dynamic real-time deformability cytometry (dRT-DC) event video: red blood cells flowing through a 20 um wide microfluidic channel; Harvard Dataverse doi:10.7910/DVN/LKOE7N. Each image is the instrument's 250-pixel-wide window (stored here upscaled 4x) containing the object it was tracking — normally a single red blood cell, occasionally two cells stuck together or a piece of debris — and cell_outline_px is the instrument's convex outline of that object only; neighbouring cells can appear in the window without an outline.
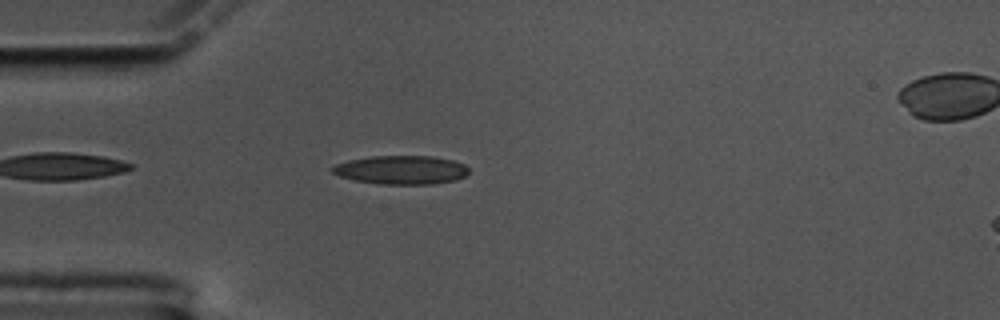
{"species": "common noctule bat (a hibernating species)", "species_latin": "Nyctalus noctula", "temperature_condition": "cold", "stored_images_in_passage": 47, "camera_frame_rate_fps": 3000, "um_per_image_px": 0.085, "animal": {"sex": "male", "body_mass_g": 17.5, "forearm_length_mm": 52.3}, "frame": {"image": 1, "passage_image": 5, "time_ms": 1.333, "image_size_px": [1000, 320], "cell_outline_px": [[468, 172], [464, 176], [456, 180], [432, 184], [380, 184], [356, 180], [340, 176], [332, 172], [332, 168], [336, 164], [348, 160], [372, 156], [432, 156], [452, 160], [464, 164], [468, 168]], "centroid_in_image_um": [34.12, 14.44], "position_along_channel_um": 50.9, "area_um2": 22.66}}
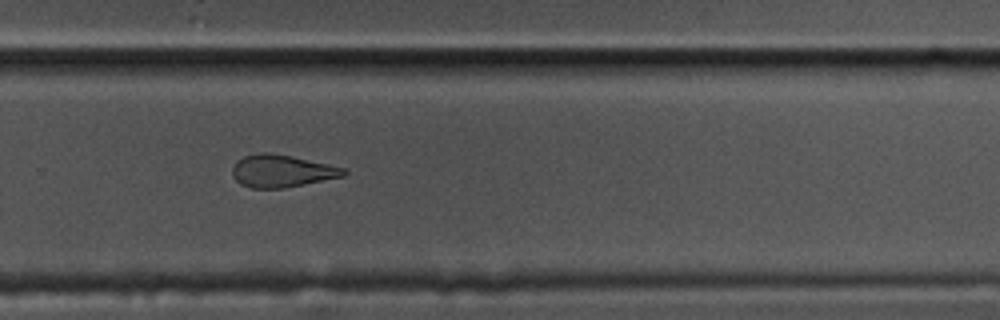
{"frame": {"image": 2, "passage_image": 28, "time_ms": 9.0, "image_size_px": [1000, 320], "cell_outline_px": [[348, 172], [344, 176], [284, 188], [252, 188], [240, 184], [232, 176], [232, 168], [236, 160], [244, 156], [260, 152], [268, 152], [292, 156], [328, 164], [344, 168]], "centroid_in_image_um": [23.92, 14.53], "position_along_channel_um": 305.9, "area_um2": 21.04}}
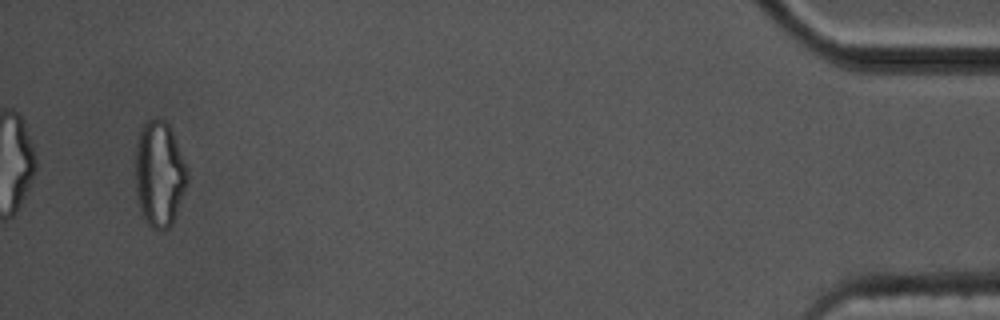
{"frame": {"image": 3, "passage_image": 45, "time_ms": 14.667, "image_size_px": [1000, 320], "cell_outline_px": [[188, 180], [172, 224], [168, 228], [160, 232], [152, 228], [148, 224], [140, 208], [136, 196], [136, 144], [140, 128], [148, 120], [156, 116], [164, 120], [172, 128], [188, 168]], "centroid_in_image_um": [13.56, 14.75], "position_along_channel_um": 421.6, "area_um2": 32.31}, "authors_computed_cell_mechanics": {"area_um2": 22.3108, "velocity_mm_per_s": 3.4525, "shape_relaxation_time_tau1_ms": null, "shape_relaxation_time_tau2_ms": 4.7067, "deformation_change_tau1": null, "deformation_change_tau2": 0.1402}}